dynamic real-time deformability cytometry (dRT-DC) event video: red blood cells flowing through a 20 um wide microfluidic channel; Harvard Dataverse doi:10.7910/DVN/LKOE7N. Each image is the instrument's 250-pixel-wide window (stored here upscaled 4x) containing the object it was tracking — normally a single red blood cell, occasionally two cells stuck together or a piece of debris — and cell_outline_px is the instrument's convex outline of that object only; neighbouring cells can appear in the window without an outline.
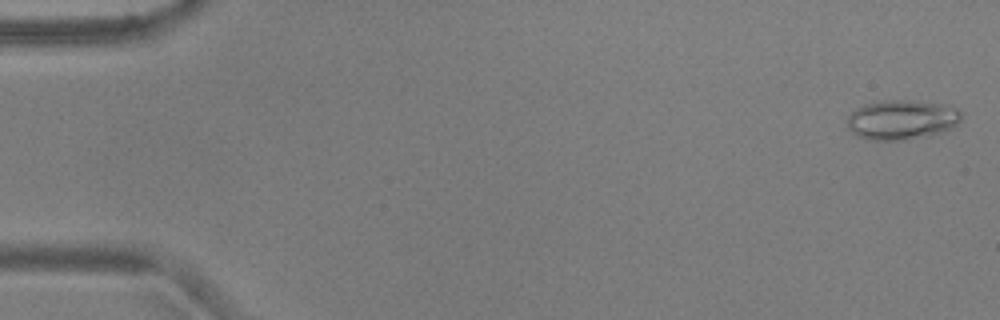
{"species": "common noctule bat (a hibernating species)", "species_latin": "Nyctalus noctula", "temperature_condition": "warm", "stored_images_in_passage": 53, "camera_frame_rate_fps": 3000, "um_per_image_px": 0.085, "animal": {"sex": "male", "body_mass_g": 17.9, "forearm_length_mm": 54.2}, "frame": {"image": 1, "passage_image": 1, "time_ms": 0.0, "image_size_px": [1000, 320], "cell_outline_px": [[964, 112], [960, 120], [952, 128], [940, 132], [908, 140], [872, 140], [856, 136], [848, 128], [848, 116], [856, 108], [864, 104], [884, 100], [908, 100], [948, 104]], "centroid_in_image_um": [76.67, 10.17], "position_along_channel_um": 8.3, "area_um2": 26.59}}
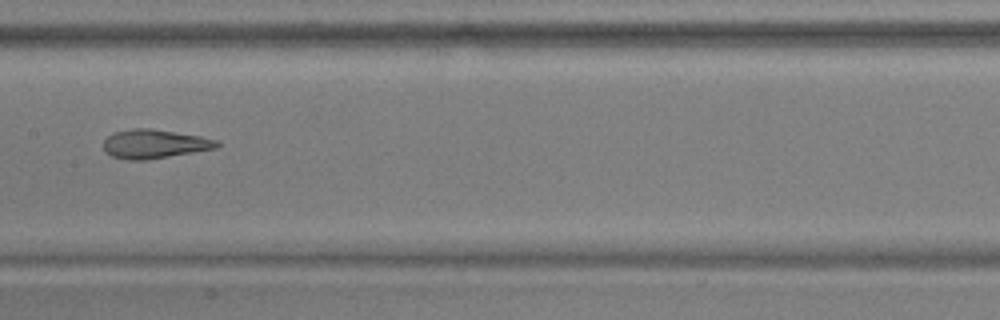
{"frame": {"image": 2, "passage_image": 27, "time_ms": 8.667, "image_size_px": [1000, 320], "cell_outline_px": [[220, 144], [216, 148], [148, 160], [128, 160], [112, 156], [104, 148], [104, 140], [112, 132], [132, 128], [148, 128], [200, 136], [216, 140]], "centroid_in_image_um": [13.1, 12.23], "position_along_channel_um": 194.3, "area_um2": 18.96}}
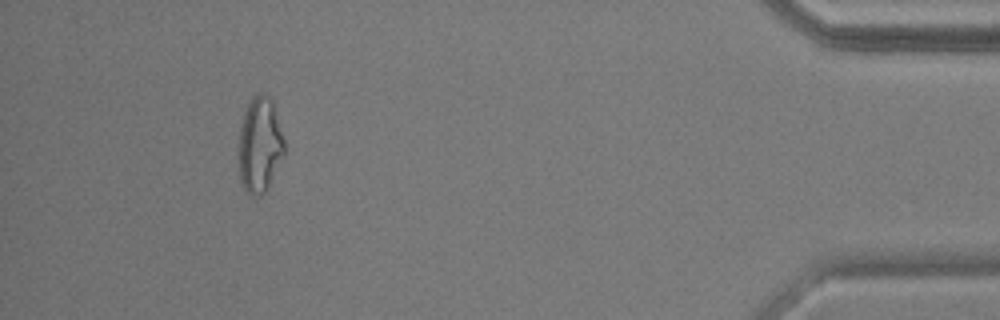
{"frame": {"image": 3, "passage_image": 49, "time_ms": 16.0, "image_size_px": [1000, 320], "cell_outline_px": [[284, 156], [268, 188], [260, 196], [252, 196], [244, 188], [240, 180], [240, 124], [244, 108], [252, 96], [256, 92], [264, 92], [272, 100], [284, 140]], "centroid_in_image_um": [22.09, 12.27], "position_along_channel_um": 413.1, "area_um2": 25.49}, "authors_computed_cell_mechanics": {"area_um2": 21.7328, "velocity_mm_per_s": 3.7818, "shape_relaxation_time_tau1_ms": null, "shape_relaxation_time_tau2_ms": 2.1511, "deformation_change_tau1": null, "deformation_change_tau2": 0.1034}}